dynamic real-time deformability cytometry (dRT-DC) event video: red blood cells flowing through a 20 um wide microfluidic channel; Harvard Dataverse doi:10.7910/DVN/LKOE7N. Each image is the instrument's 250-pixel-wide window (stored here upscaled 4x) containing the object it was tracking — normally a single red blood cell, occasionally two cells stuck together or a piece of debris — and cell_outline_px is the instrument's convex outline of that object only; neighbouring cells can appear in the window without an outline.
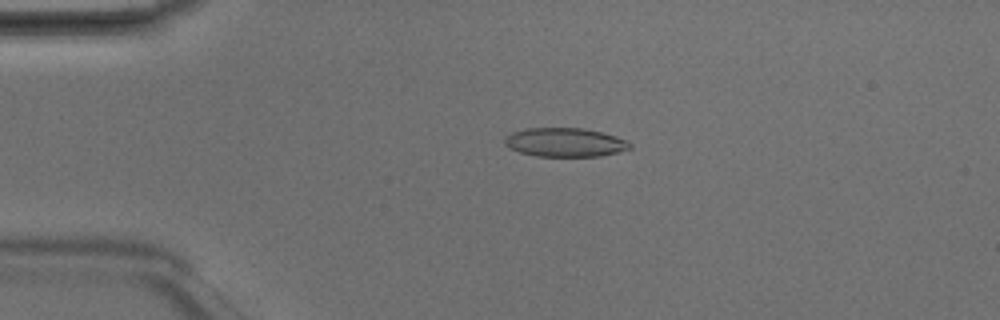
{"species": "Egyptian fruit bat (a non-hibernating species)", "species_latin": "Rousettus aegyptiacus", "temperature_condition": "room temperature", "stored_images_in_passage": 6, "camera_frame_rate_fps": 3000, "um_per_image_px": 0.085, "animal": {"sex": "male"}, "frame": {"image": 1, "passage_image": 4, "time_ms": 1.0, "image_size_px": [1000, 320], "cell_outline_px": [[632, 148], [620, 152], [600, 156], [536, 156], [520, 152], [508, 148], [504, 144], [504, 136], [512, 132], [524, 128], [584, 128], [616, 136], [628, 140], [632, 144]], "centroid_in_image_um": [48.02, 12.1], "position_along_channel_um": 37.0, "area_um2": 21.33}}